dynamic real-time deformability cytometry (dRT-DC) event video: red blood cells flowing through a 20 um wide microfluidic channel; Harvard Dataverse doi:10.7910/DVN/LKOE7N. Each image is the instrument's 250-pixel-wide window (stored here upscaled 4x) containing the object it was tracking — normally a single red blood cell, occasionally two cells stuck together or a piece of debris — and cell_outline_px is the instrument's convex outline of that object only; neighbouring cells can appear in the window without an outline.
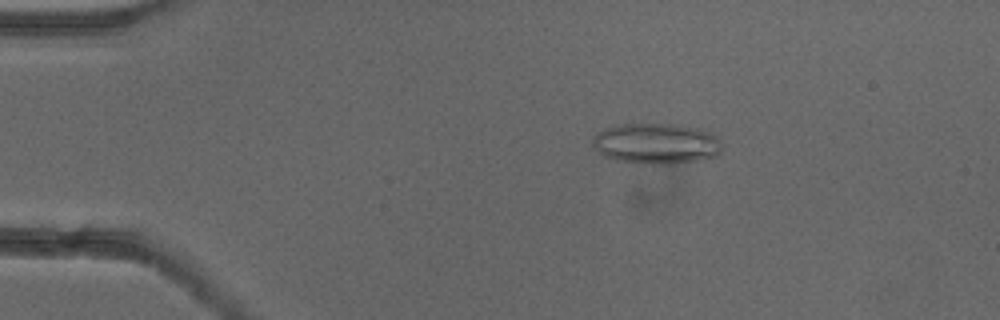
{"species": "common noctule bat (a hibernating species)", "species_latin": "Nyctalus noctula", "temperature_condition": "cold", "stored_images_in_passage": 44, "camera_frame_rate_fps": 3000, "um_per_image_px": 0.085, "animal": {"sex": "female"}, "frame": {"image": 1, "passage_image": 1, "time_ms": 0.0, "image_size_px": [1000, 320], "cell_outline_px": [[720, 152], [716, 156], [700, 160], [664, 164], [644, 164], [616, 160], [604, 156], [592, 144], [592, 136], [604, 128], [624, 124], [676, 124], [696, 128], [712, 132], [720, 140]], "centroid_in_image_um": [55.77, 12.2], "position_along_channel_um": 29.2, "area_um2": 30.69}}
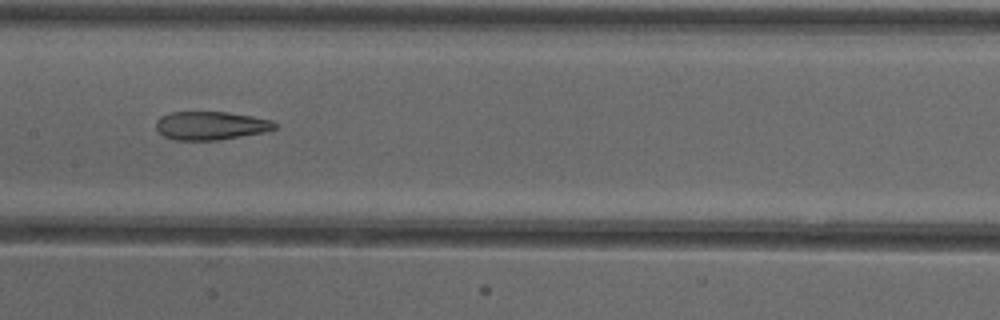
{"frame": {"image": 2, "passage_image": 18, "time_ms": 5.667, "image_size_px": [1000, 320], "cell_outline_px": [[276, 128], [264, 132], [216, 140], [176, 140], [164, 136], [156, 128], [156, 120], [160, 116], [172, 112], [228, 112], [252, 116], [272, 120], [276, 124]], "centroid_in_image_um": [17.9, 10.67], "position_along_channel_um": 189.5, "area_um2": 19.54}}
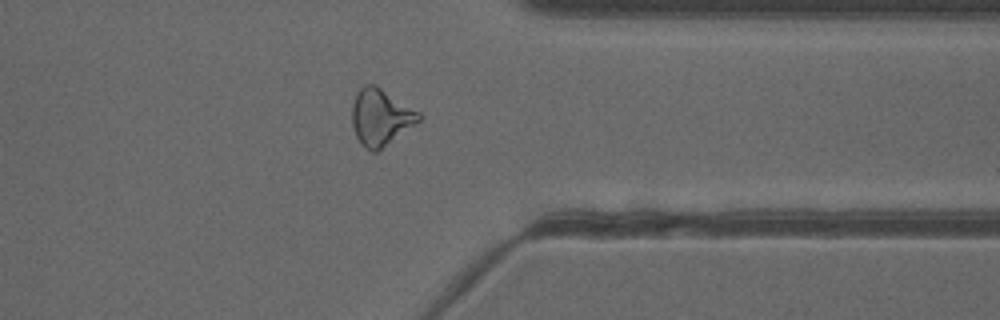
{"frame": {"image": 3, "passage_image": 33, "time_ms": 10.667, "image_size_px": [1000, 320], "cell_outline_px": [[420, 120], [376, 152], [372, 152], [364, 148], [360, 144], [356, 136], [352, 124], [352, 104], [356, 92], [364, 84], [376, 84], [420, 112]], "centroid_in_image_um": [32.31, 9.94], "position_along_channel_um": 379.1, "area_um2": 21.96}, "authors_computed_cell_mechanics": {"area_um2": 21.8484, "velocity_mm_per_s": 3.914, "shape_relaxation_time_tau1_ms": null, "shape_relaxation_time_tau2_ms": 3.312, "deformation_change_tau1": null, "deformation_change_tau2": 0.1368}}